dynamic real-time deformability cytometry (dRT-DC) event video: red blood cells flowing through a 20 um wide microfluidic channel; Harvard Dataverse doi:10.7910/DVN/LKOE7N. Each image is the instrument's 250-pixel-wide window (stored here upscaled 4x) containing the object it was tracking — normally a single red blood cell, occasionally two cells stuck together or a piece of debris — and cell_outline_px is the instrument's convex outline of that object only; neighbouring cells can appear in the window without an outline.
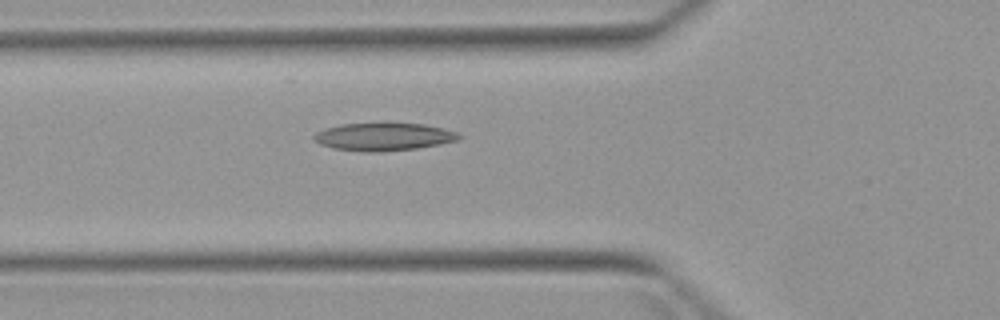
{"species": "Egyptian fruit bat (a non-hibernating species)", "species_latin": "Rousettus aegyptiacus", "temperature_condition": "warm", "stored_images_in_passage": 4, "camera_frame_rate_fps": 3000, "um_per_image_px": 0.085, "animal": {"sex": "female"}, "frame": {"image": 1, "passage_image": 4, "time_ms": 4.333, "image_size_px": [1000, 320], "cell_outline_px": [[460, 136], [456, 140], [440, 144], [416, 148], [376, 152], [364, 152], [332, 148], [320, 144], [312, 140], [312, 136], [316, 132], [324, 128], [340, 124], [384, 120], [388, 120], [424, 124], [444, 128], [456, 132]], "centroid_in_image_um": [32.53, 11.57], "position_along_channel_um": 93.3, "area_um2": 24.51}}